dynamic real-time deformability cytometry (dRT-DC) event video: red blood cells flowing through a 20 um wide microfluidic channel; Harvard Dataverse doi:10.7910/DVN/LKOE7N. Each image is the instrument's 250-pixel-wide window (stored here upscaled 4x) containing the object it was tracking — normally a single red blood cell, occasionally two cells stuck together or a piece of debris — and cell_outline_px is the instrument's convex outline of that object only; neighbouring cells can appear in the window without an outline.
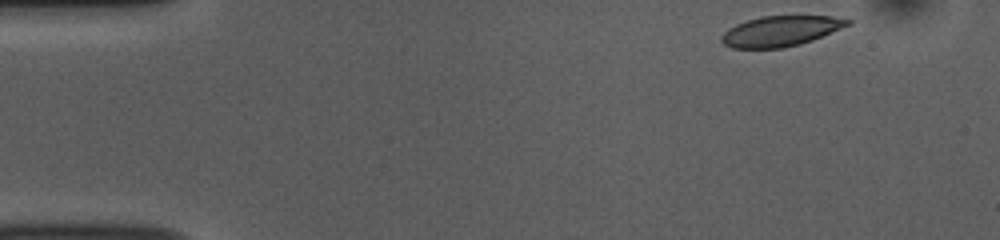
{"species": "common noctule bat (a hibernating species)", "species_latin": "Nyctalus noctula", "temperature_condition": "room temperature", "stored_images_in_passage": 48, "camera_frame_rate_fps": 3000, "um_per_image_px": 0.085, "animal": {"sex": "female", "body_mass_g": 10.0, "forearm_length_mm": 53.1}, "frame": {"image": 1, "passage_image": 1, "time_ms": 0.0, "image_size_px": [1000, 240], "cell_outline_px": [[852, 24], [812, 40], [800, 44], [780, 48], [732, 48], [724, 44], [720, 40], [720, 36], [728, 28], [736, 24], [760, 16], [832, 16], [852, 20]], "centroid_in_image_um": [66.35, 2.64], "position_along_channel_um": 18.7, "area_um2": 22.31}}
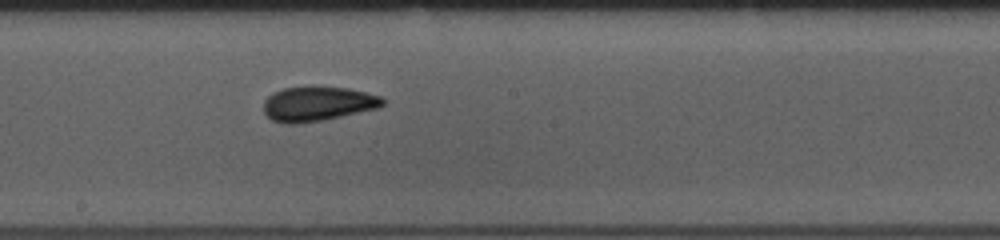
{"frame": {"image": 2, "passage_image": 24, "time_ms": 7.667, "image_size_px": [1000, 240], "cell_outline_px": [[384, 104], [376, 108], [340, 116], [320, 120], [296, 124], [288, 124], [272, 120], [264, 112], [264, 100], [272, 92], [284, 88], [312, 84], [348, 88], [380, 96], [384, 100]], "centroid_in_image_um": [26.95, 8.78], "position_along_channel_um": 221.3, "area_um2": 24.22}}
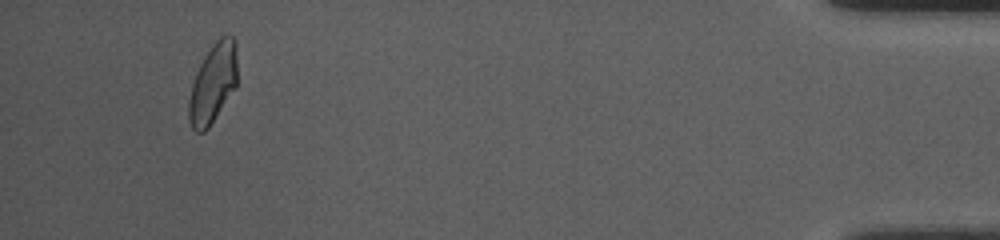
{"frame": {"image": 3, "passage_image": 45, "time_ms": 14.667, "image_size_px": [1000, 240], "cell_outline_px": [[236, 88], [208, 128], [204, 132], [196, 132], [192, 128], [188, 120], [188, 100], [192, 84], [196, 72], [204, 56], [212, 44], [220, 36], [232, 36], [236, 40]], "centroid_in_image_um": [18.09, 7.1], "position_along_channel_um": 417.1, "area_um2": 22.54}, "authors_computed_cell_mechanics": {"area_um2": 23.1778, "velocity_mm_per_s": 3.7966, "shape_relaxation_time_tau1_ms": 4.4477, "shape_relaxation_time_tau2_ms": 2.0494, "deformation_change_tau1": 0.1071, "deformation_change_tau2": 0.0534}}